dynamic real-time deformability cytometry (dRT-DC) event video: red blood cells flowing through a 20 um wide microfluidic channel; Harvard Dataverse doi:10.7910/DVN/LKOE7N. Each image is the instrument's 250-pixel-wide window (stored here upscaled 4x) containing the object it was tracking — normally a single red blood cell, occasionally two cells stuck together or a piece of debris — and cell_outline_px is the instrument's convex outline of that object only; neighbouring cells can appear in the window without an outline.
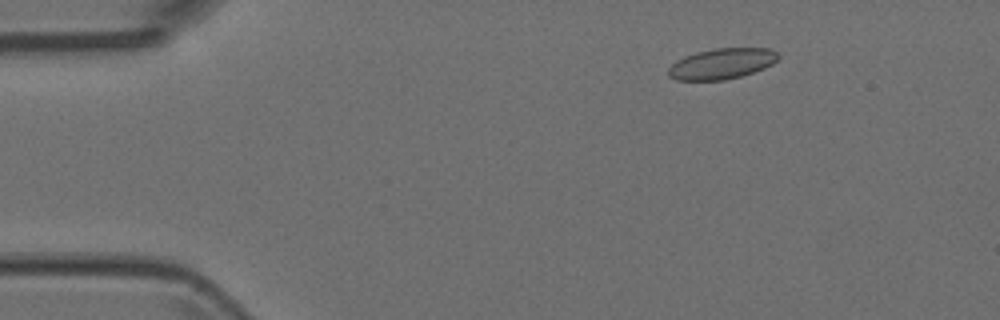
{"species": "Egyptian fruit bat (a non-hibernating species)", "species_latin": "Rousettus aegyptiacus", "temperature_condition": "room temperature", "stored_images_in_passage": 5, "camera_frame_rate_fps": 3000, "um_per_image_px": 0.085, "animal": {"sex": "female"}, "frame": {"image": 1, "passage_image": 3, "time_ms": 0.667, "image_size_px": [1000, 320], "cell_outline_px": [[780, 56], [772, 64], [764, 68], [740, 76], [724, 80], [676, 80], [668, 76], [668, 68], [676, 60], [684, 56], [696, 52], [712, 48], [772, 48]], "centroid_in_image_um": [61.33, 5.4], "position_along_channel_um": 23.7, "area_um2": 19.71}}